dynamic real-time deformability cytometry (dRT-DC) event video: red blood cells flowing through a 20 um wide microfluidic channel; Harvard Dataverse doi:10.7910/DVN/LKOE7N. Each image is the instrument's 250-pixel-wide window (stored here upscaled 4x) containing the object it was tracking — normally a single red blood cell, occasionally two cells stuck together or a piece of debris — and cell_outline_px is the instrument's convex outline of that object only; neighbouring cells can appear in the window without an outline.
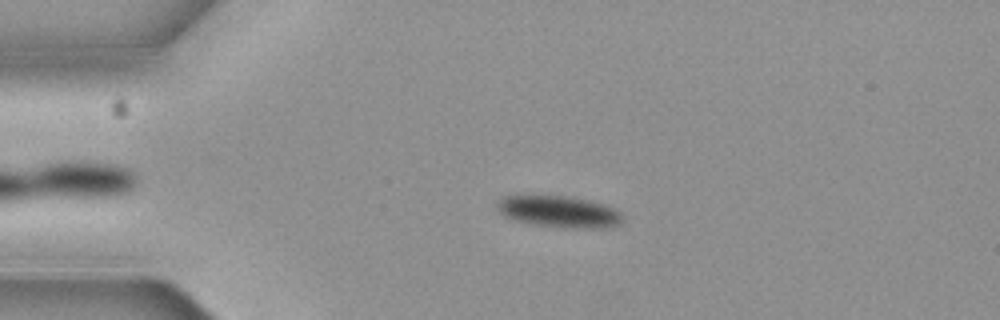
{"species": "common noctule bat (a hibernating species)", "species_latin": "Nyctalus noctula", "temperature_condition": "cold", "stored_images_in_passage": 4, "camera_frame_rate_fps": 3000, "um_per_image_px": 0.085, "animal": {"sex": "female", "body_mass_g": 19.3, "forearm_length_mm": 54.1}, "frame": {"image": 1, "passage_image": 3, "time_ms": 0.667, "image_size_px": [1000, 320], "cell_outline_px": [[620, 224], [600, 228], [564, 228], [528, 224], [512, 220], [504, 216], [496, 208], [496, 204], [504, 196], [564, 196], [584, 200], [600, 204], [612, 208], [620, 216]], "centroid_in_image_um": [47.4, 18.01], "position_along_channel_um": 37.6, "area_um2": 22.66}}